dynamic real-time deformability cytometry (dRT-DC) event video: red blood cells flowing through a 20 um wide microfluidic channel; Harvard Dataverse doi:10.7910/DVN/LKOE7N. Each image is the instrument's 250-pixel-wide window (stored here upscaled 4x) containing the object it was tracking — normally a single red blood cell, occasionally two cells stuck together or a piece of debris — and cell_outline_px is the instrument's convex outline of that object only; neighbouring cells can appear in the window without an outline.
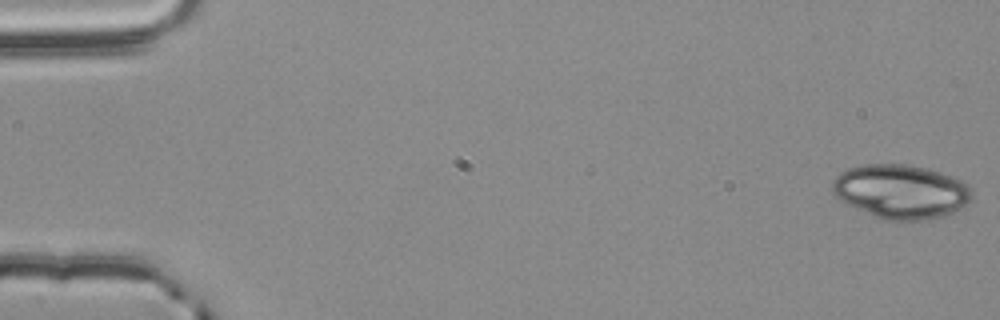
{"species": "common noctule bat (a hibernating species)", "species_latin": "Nyctalus noctula", "temperature_condition": "room temperature", "stored_images_in_passage": 17, "camera_frame_rate_fps": 3000, "um_per_image_px": 0.085, "animal": {"sex": "male", "body_mass_g": 20.4}, "frame": {"image": 1, "passage_image": 1, "time_ms": 0.0, "image_size_px": [1000, 320], "cell_outline_px": [[972, 200], [960, 208], [944, 216], [924, 220], [880, 220], [840, 200], [832, 192], [832, 180], [840, 172], [848, 168], [864, 164], [904, 164], [924, 168], [940, 172], [960, 180], [968, 184], [972, 188]], "centroid_in_image_um": [76.56, 16.29], "position_along_channel_um": 8.4, "area_um2": 44.1}}